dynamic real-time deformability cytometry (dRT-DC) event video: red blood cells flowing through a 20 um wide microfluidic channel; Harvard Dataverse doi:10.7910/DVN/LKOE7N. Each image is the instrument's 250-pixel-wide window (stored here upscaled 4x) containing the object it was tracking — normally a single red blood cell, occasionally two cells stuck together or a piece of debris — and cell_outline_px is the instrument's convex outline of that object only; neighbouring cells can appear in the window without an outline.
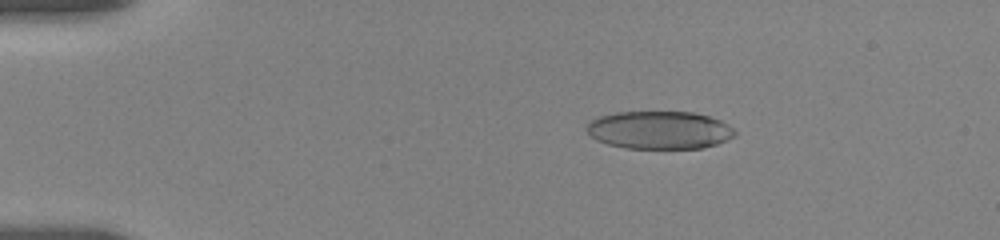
{"species": "human", "species_latin": "Homo sapiens", "temperature_condition": "room temperature", "stored_images_in_passage": 40, "camera_frame_rate_fps": 3000, "um_per_image_px": 0.085, "donor": {"sex": "female"}, "frame": {"image": 1, "passage_image": 16, "time_ms": 3.0, "image_size_px": [1000, 240], "cell_outline_px": [[736, 136], [728, 140], [716, 144], [700, 148], [624, 148], [608, 144], [596, 140], [588, 132], [588, 124], [592, 120], [600, 116], [616, 112], [692, 112], [708, 116], [720, 120], [728, 124], [736, 132]], "centroid_in_image_um": [56.08, 11.06], "position_along_channel_um": 28.9, "area_um2": 32.6}}
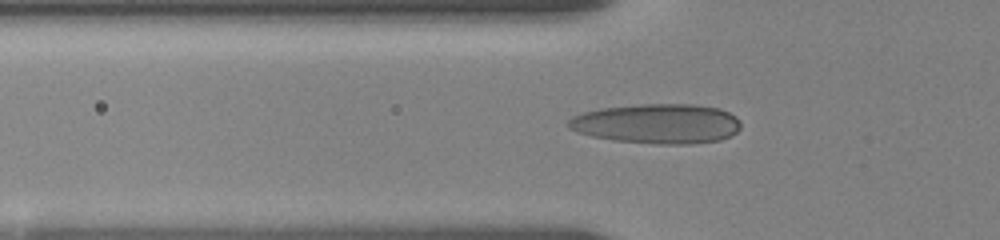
{"frame": {"image": 2, "passage_image": 30, "time_ms": 6.0, "image_size_px": [1000, 240], "cell_outline_px": [[740, 128], [732, 136], [720, 140], [692, 144], [656, 144], [612, 140], [592, 136], [576, 132], [568, 128], [568, 120], [572, 116], [584, 112], [600, 108], [640, 104], [692, 104], [720, 108], [736, 116], [740, 120]], "centroid_in_image_um": [55.87, 10.51], "position_along_channel_um": 69.9, "area_um2": 40.34}}
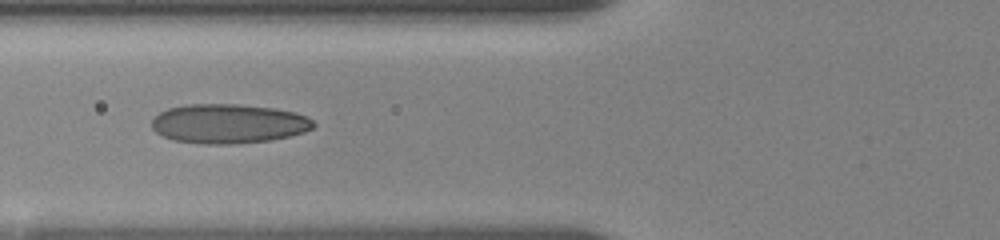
{"frame": {"image": 3, "passage_image": 36, "time_ms": 7.0, "image_size_px": [1000, 240], "cell_outline_px": [[316, 124], [312, 128], [304, 132], [272, 140], [236, 144], [204, 144], [172, 140], [156, 132], [152, 128], [152, 120], [160, 112], [168, 108], [188, 104], [236, 104], [272, 108], [296, 112], [308, 116]], "centroid_in_image_um": [19.43, 10.51], "position_along_channel_um": 106.4, "area_um2": 37.22}}